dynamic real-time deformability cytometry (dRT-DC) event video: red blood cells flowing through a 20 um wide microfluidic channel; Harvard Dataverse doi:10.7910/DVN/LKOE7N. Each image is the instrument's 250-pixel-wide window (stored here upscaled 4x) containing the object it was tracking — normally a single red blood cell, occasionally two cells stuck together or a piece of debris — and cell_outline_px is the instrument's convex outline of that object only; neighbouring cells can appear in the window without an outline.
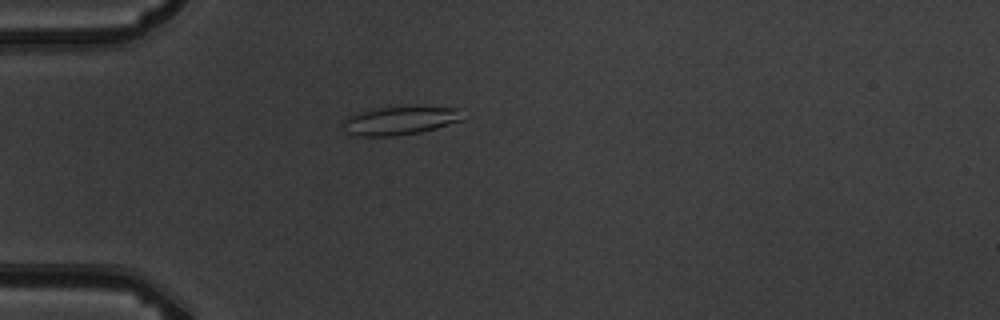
{"species": "common noctule bat (a hibernating species)", "species_latin": "Nyctalus noctula", "temperature_condition": "warm", "stored_images_in_passage": 6, "camera_frame_rate_fps": 3000, "um_per_image_px": 0.085, "animal": {"sex": "male", "body_mass_g": 19.5, "forearm_length_mm": 54.6}, "frame": {"image": 1, "passage_image": 5, "time_ms": 4.667, "image_size_px": [1000, 320], "cell_outline_px": [[464, 120], [436, 128], [420, 132], [396, 136], [360, 136], [348, 132], [340, 120], [348, 116], [360, 112], [380, 108], [464, 108]], "centroid_in_image_um": [34.04, 10.27], "position_along_channel_um": 51.0, "area_um2": 19.48}}